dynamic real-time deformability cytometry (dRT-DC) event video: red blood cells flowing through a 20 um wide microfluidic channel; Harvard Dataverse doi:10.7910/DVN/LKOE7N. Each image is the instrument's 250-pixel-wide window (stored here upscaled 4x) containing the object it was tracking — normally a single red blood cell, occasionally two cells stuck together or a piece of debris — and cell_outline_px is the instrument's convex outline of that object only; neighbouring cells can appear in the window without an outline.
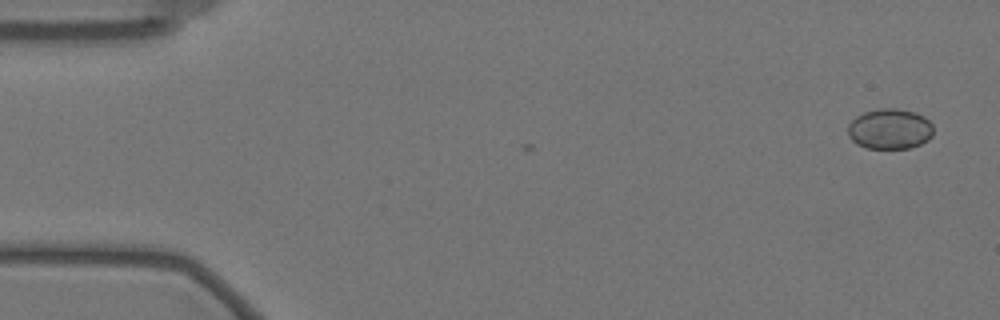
{"species": "Egyptian fruit bat (a non-hibernating species)", "species_latin": "Rousettus aegyptiacus", "temperature_condition": "warm", "stored_images_in_passage": 4, "camera_frame_rate_fps": 3000, "um_per_image_px": 0.085, "animal": {"sex": "female"}, "frame": {"image": 1, "passage_image": 4, "time_ms": 1.0, "image_size_px": [1000, 320], "cell_outline_px": [[932, 136], [928, 140], [920, 144], [908, 148], [868, 148], [856, 144], [848, 136], [848, 124], [856, 116], [864, 112], [880, 108], [900, 108], [916, 112], [924, 116], [932, 124]], "centroid_in_image_um": [75.63, 10.95], "position_along_channel_um": 9.4, "area_um2": 20.29}}